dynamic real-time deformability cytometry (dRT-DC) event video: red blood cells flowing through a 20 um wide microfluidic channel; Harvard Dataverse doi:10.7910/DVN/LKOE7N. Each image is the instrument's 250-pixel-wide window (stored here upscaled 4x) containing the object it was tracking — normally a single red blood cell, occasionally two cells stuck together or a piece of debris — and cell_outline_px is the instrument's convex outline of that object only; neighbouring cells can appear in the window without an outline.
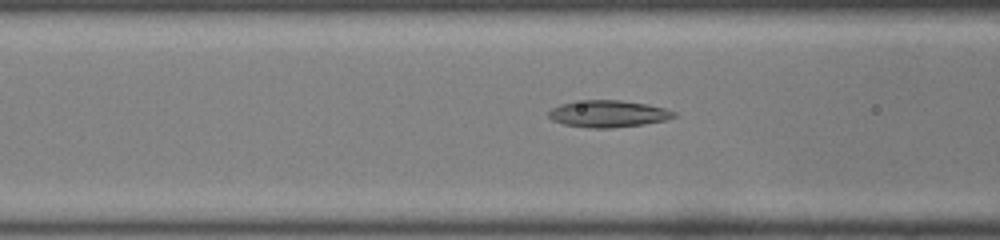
{"species": "common noctule bat (a hibernating species)", "species_latin": "Nyctalus noctula", "temperature_condition": "room temperature", "stored_images_in_passage": 49, "camera_frame_rate_fps": 3000, "um_per_image_px": 0.085, "animal": {"sex": "male", "body_mass_g": 19.0, "forearm_length_mm": 50.8}, "frame": {"image": 1, "passage_image": 19, "time_ms": 6.0, "image_size_px": [1000, 240], "cell_outline_px": [[676, 116], [664, 120], [644, 124], [612, 128], [588, 128], [564, 124], [552, 120], [548, 116], [548, 112], [552, 108], [560, 104], [584, 100], [620, 100], [648, 104], [664, 108], [676, 112]], "centroid_in_image_um": [51.68, 9.67], "position_along_channel_um": 114.9, "area_um2": 19.59}}
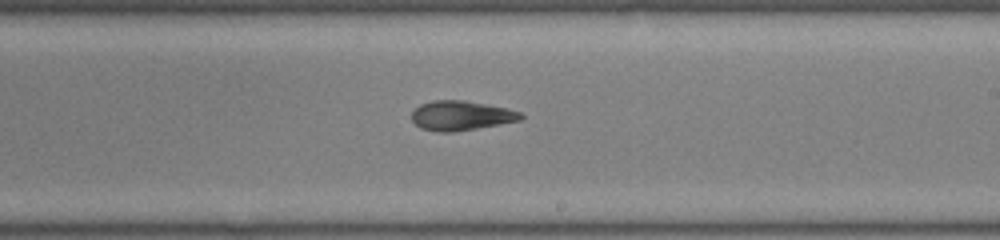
{"frame": {"image": 2, "passage_image": 29, "time_ms": 9.333, "image_size_px": [1000, 240], "cell_outline_px": [[524, 116], [520, 120], [476, 128], [452, 132], [436, 132], [420, 128], [412, 120], [412, 112], [420, 104], [432, 100], [464, 100], [504, 108], [520, 112]], "centroid_in_image_um": [39.13, 9.83], "position_along_channel_um": 249.9, "area_um2": 18.55}}
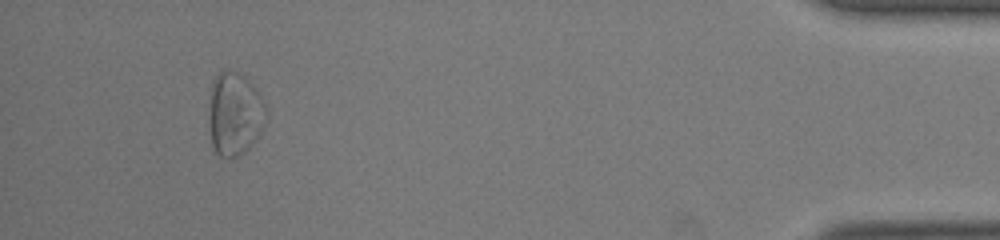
{"frame": {"image": 3, "passage_image": 46, "time_ms": 15.0, "image_size_px": [1000, 240], "cell_outline_px": [[268, 112], [260, 132], [248, 148], [240, 156], [220, 156], [216, 152], [212, 144], [212, 80], [220, 72], [236, 72], [244, 76], [256, 88], [268, 108]], "centroid_in_image_um": [20.02, 9.67], "position_along_channel_um": 415.2, "area_um2": 26.65}, "authors_computed_cell_mechanics": {"area_um2": 21.1548, "velocity_mm_per_s": 4.0616, "shape_relaxation_time_tau1_ms": null, "shape_relaxation_time_tau2_ms": 3.5797, "deformation_change_tau1": null, "deformation_change_tau2": 0.1231}}